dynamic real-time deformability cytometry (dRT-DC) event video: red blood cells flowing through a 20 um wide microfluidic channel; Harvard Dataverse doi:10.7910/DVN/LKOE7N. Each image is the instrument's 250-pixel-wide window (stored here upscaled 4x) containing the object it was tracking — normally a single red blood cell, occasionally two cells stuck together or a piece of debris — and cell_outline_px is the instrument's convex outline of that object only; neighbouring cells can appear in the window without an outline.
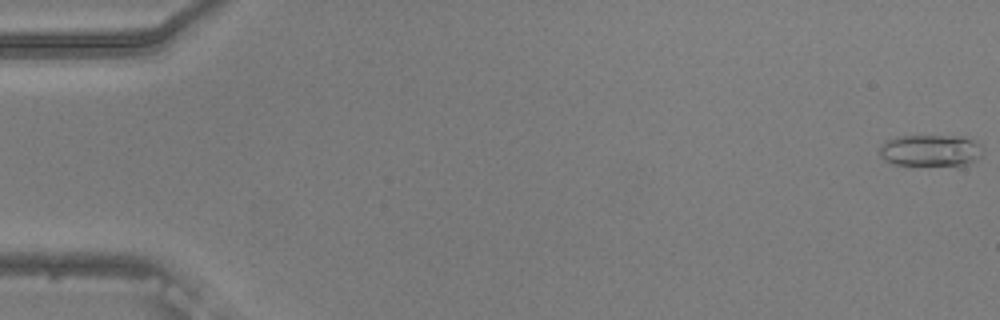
{"species": "common noctule bat (a hibernating species)", "species_latin": "Nyctalus noctula", "temperature_condition": "warm", "stored_images_in_passage": 55, "camera_frame_rate_fps": 3000, "um_per_image_px": 0.085, "animal": {"sex": "male", "body_mass_g": 20.5, "forearm_length_mm": 52.5}, "frame": {"image": 1, "passage_image": 1, "time_ms": 0.0, "image_size_px": [1000, 320], "cell_outline_px": [[984, 148], [980, 156], [968, 164], [892, 164], [884, 160], [880, 156], [880, 148], [888, 140], [896, 136], [964, 136], [980, 144]], "centroid_in_image_um": [79.1, 12.77], "position_along_channel_um": 5.9, "area_um2": 18.73}}
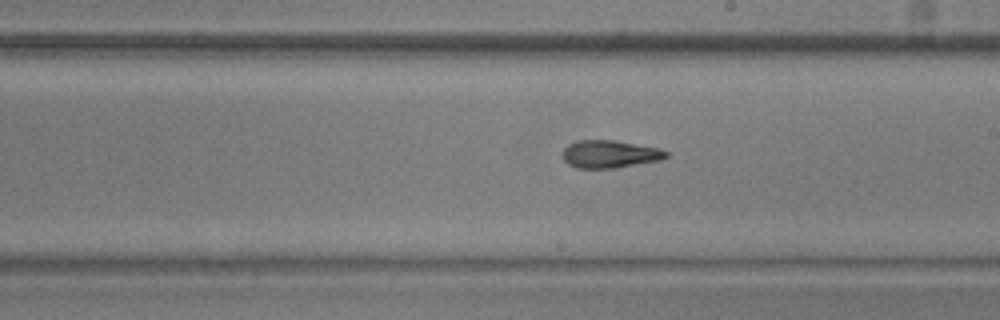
{"frame": {"image": 2, "passage_image": 32, "time_ms": 10.333, "image_size_px": [1000, 320], "cell_outline_px": [[668, 156], [660, 160], [616, 168], [576, 168], [568, 164], [564, 160], [564, 148], [568, 144], [576, 140], [616, 140], [660, 148], [668, 152]], "centroid_in_image_um": [51.84, 13.09], "position_along_channel_um": 237.2, "area_um2": 16.76}}
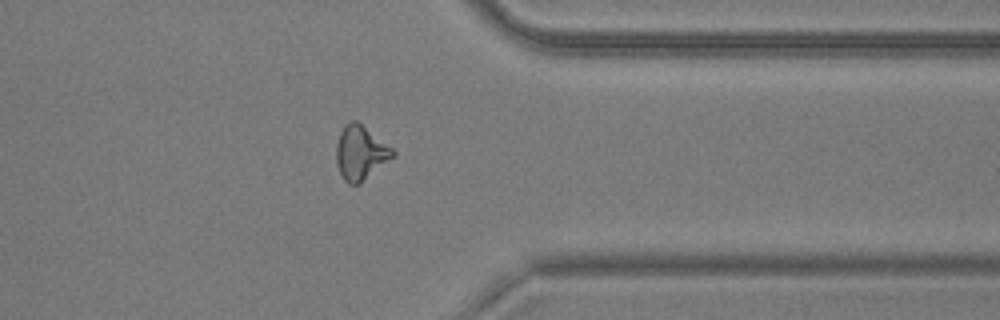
{"frame": {"image": 3, "passage_image": 44, "time_ms": 14.333, "image_size_px": [1000, 320], "cell_outline_px": [[396, 156], [360, 184], [348, 184], [344, 180], [340, 172], [336, 160], [336, 144], [340, 132], [344, 124], [348, 120], [356, 120], [392, 148], [396, 152]], "centroid_in_image_um": [30.65, 12.99], "position_along_channel_um": 380.8, "area_um2": 17.98}, "authors_computed_cell_mechanics": {"area_um2": 17.1666, "velocity_mm_per_s": 3.7612, "shape_relaxation_time_tau1_ms": 3.9441, "shape_relaxation_time_tau2_ms": 3.3961, "deformation_change_tau1": 0.1588, "deformation_change_tau2": 0.1221}}